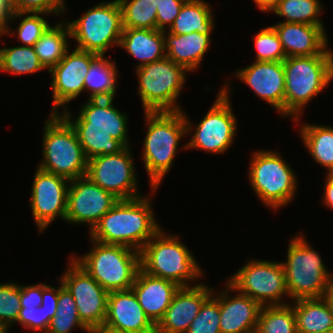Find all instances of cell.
<instances>
[{
	"mask_svg": "<svg viewBox=\"0 0 333 333\" xmlns=\"http://www.w3.org/2000/svg\"><path fill=\"white\" fill-rule=\"evenodd\" d=\"M150 190L151 196L144 194L135 199L118 200L89 232V238L105 244L133 248L140 252L162 228L152 207V196L158 188Z\"/></svg>",
	"mask_w": 333,
	"mask_h": 333,
	"instance_id": "cell-1",
	"label": "cell"
},
{
	"mask_svg": "<svg viewBox=\"0 0 333 333\" xmlns=\"http://www.w3.org/2000/svg\"><path fill=\"white\" fill-rule=\"evenodd\" d=\"M146 135L143 139L142 160L148 174L150 189L160 187L171 170L177 151L187 149L188 136L185 118L181 111L144 112ZM181 147V148H180Z\"/></svg>",
	"mask_w": 333,
	"mask_h": 333,
	"instance_id": "cell-2",
	"label": "cell"
},
{
	"mask_svg": "<svg viewBox=\"0 0 333 333\" xmlns=\"http://www.w3.org/2000/svg\"><path fill=\"white\" fill-rule=\"evenodd\" d=\"M285 72L284 117H301L305 106L320 95L333 80V51L328 47L322 54L287 57Z\"/></svg>",
	"mask_w": 333,
	"mask_h": 333,
	"instance_id": "cell-3",
	"label": "cell"
},
{
	"mask_svg": "<svg viewBox=\"0 0 333 333\" xmlns=\"http://www.w3.org/2000/svg\"><path fill=\"white\" fill-rule=\"evenodd\" d=\"M179 237L161 228L140 251L141 269L149 275L173 281L180 287L199 285L197 280L204 279L205 273Z\"/></svg>",
	"mask_w": 333,
	"mask_h": 333,
	"instance_id": "cell-4",
	"label": "cell"
},
{
	"mask_svg": "<svg viewBox=\"0 0 333 333\" xmlns=\"http://www.w3.org/2000/svg\"><path fill=\"white\" fill-rule=\"evenodd\" d=\"M251 155L247 180L258 200L276 211L289 205L299 187L290 164L275 149H257Z\"/></svg>",
	"mask_w": 333,
	"mask_h": 333,
	"instance_id": "cell-5",
	"label": "cell"
},
{
	"mask_svg": "<svg viewBox=\"0 0 333 333\" xmlns=\"http://www.w3.org/2000/svg\"><path fill=\"white\" fill-rule=\"evenodd\" d=\"M289 299L322 298L333 271L330 272L303 233L291 237L285 261H281Z\"/></svg>",
	"mask_w": 333,
	"mask_h": 333,
	"instance_id": "cell-6",
	"label": "cell"
},
{
	"mask_svg": "<svg viewBox=\"0 0 333 333\" xmlns=\"http://www.w3.org/2000/svg\"><path fill=\"white\" fill-rule=\"evenodd\" d=\"M44 121L42 159L38 168L69 180L85 176L88 160L70 123L60 113Z\"/></svg>",
	"mask_w": 333,
	"mask_h": 333,
	"instance_id": "cell-7",
	"label": "cell"
},
{
	"mask_svg": "<svg viewBox=\"0 0 333 333\" xmlns=\"http://www.w3.org/2000/svg\"><path fill=\"white\" fill-rule=\"evenodd\" d=\"M91 250L72 258L106 291L131 289L141 268L140 252L121 245L90 239Z\"/></svg>",
	"mask_w": 333,
	"mask_h": 333,
	"instance_id": "cell-8",
	"label": "cell"
},
{
	"mask_svg": "<svg viewBox=\"0 0 333 333\" xmlns=\"http://www.w3.org/2000/svg\"><path fill=\"white\" fill-rule=\"evenodd\" d=\"M230 81H225L224 85L216 94L210 109H208L202 120L195 125L191 122L186 112L183 115L186 124V133L190 135V140L186 141L187 149H198L211 154H224L233 145L238 121L230 102L232 89ZM232 89V90H231ZM189 118V119H188ZM194 130V132H193Z\"/></svg>",
	"mask_w": 333,
	"mask_h": 333,
	"instance_id": "cell-9",
	"label": "cell"
},
{
	"mask_svg": "<svg viewBox=\"0 0 333 333\" xmlns=\"http://www.w3.org/2000/svg\"><path fill=\"white\" fill-rule=\"evenodd\" d=\"M135 69L144 112L183 110L178 100L189 73L183 66L165 57Z\"/></svg>",
	"mask_w": 333,
	"mask_h": 333,
	"instance_id": "cell-10",
	"label": "cell"
},
{
	"mask_svg": "<svg viewBox=\"0 0 333 333\" xmlns=\"http://www.w3.org/2000/svg\"><path fill=\"white\" fill-rule=\"evenodd\" d=\"M75 48L98 55H106L119 46L123 33L122 9L118 0L99 2L81 17L68 21Z\"/></svg>",
	"mask_w": 333,
	"mask_h": 333,
	"instance_id": "cell-11",
	"label": "cell"
},
{
	"mask_svg": "<svg viewBox=\"0 0 333 333\" xmlns=\"http://www.w3.org/2000/svg\"><path fill=\"white\" fill-rule=\"evenodd\" d=\"M225 281L261 306L289 304V301H284L287 297L289 299V294L281 261L251 258Z\"/></svg>",
	"mask_w": 333,
	"mask_h": 333,
	"instance_id": "cell-12",
	"label": "cell"
},
{
	"mask_svg": "<svg viewBox=\"0 0 333 333\" xmlns=\"http://www.w3.org/2000/svg\"><path fill=\"white\" fill-rule=\"evenodd\" d=\"M131 147L116 154L99 155L88 160L86 176L119 200L142 196Z\"/></svg>",
	"mask_w": 333,
	"mask_h": 333,
	"instance_id": "cell-13",
	"label": "cell"
},
{
	"mask_svg": "<svg viewBox=\"0 0 333 333\" xmlns=\"http://www.w3.org/2000/svg\"><path fill=\"white\" fill-rule=\"evenodd\" d=\"M66 270L59 278L72 294L80 320L89 328L104 324L109 292L69 256Z\"/></svg>",
	"mask_w": 333,
	"mask_h": 333,
	"instance_id": "cell-14",
	"label": "cell"
},
{
	"mask_svg": "<svg viewBox=\"0 0 333 333\" xmlns=\"http://www.w3.org/2000/svg\"><path fill=\"white\" fill-rule=\"evenodd\" d=\"M70 180L37 167L29 200L33 220L42 234L57 218L65 221Z\"/></svg>",
	"mask_w": 333,
	"mask_h": 333,
	"instance_id": "cell-15",
	"label": "cell"
},
{
	"mask_svg": "<svg viewBox=\"0 0 333 333\" xmlns=\"http://www.w3.org/2000/svg\"><path fill=\"white\" fill-rule=\"evenodd\" d=\"M118 200L86 175L72 179L69 182L65 222L88 224L90 232Z\"/></svg>",
	"mask_w": 333,
	"mask_h": 333,
	"instance_id": "cell-16",
	"label": "cell"
},
{
	"mask_svg": "<svg viewBox=\"0 0 333 333\" xmlns=\"http://www.w3.org/2000/svg\"><path fill=\"white\" fill-rule=\"evenodd\" d=\"M97 55L77 48L70 52L69 49L64 58L48 71L51 75L50 90L53 91L51 113L67 109L68 104L84 92L85 77Z\"/></svg>",
	"mask_w": 333,
	"mask_h": 333,
	"instance_id": "cell-17",
	"label": "cell"
},
{
	"mask_svg": "<svg viewBox=\"0 0 333 333\" xmlns=\"http://www.w3.org/2000/svg\"><path fill=\"white\" fill-rule=\"evenodd\" d=\"M113 101L114 98L86 99V102L79 108L75 119H73V112L69 107L60 114L73 128L106 130L125 147H130L128 137L129 115L126 112L119 111Z\"/></svg>",
	"mask_w": 333,
	"mask_h": 333,
	"instance_id": "cell-18",
	"label": "cell"
},
{
	"mask_svg": "<svg viewBox=\"0 0 333 333\" xmlns=\"http://www.w3.org/2000/svg\"><path fill=\"white\" fill-rule=\"evenodd\" d=\"M284 117L285 72L283 62L253 61L233 74Z\"/></svg>",
	"mask_w": 333,
	"mask_h": 333,
	"instance_id": "cell-19",
	"label": "cell"
},
{
	"mask_svg": "<svg viewBox=\"0 0 333 333\" xmlns=\"http://www.w3.org/2000/svg\"><path fill=\"white\" fill-rule=\"evenodd\" d=\"M212 292V286L203 282L196 286L180 287L163 318L156 325V333H186Z\"/></svg>",
	"mask_w": 333,
	"mask_h": 333,
	"instance_id": "cell-20",
	"label": "cell"
},
{
	"mask_svg": "<svg viewBox=\"0 0 333 333\" xmlns=\"http://www.w3.org/2000/svg\"><path fill=\"white\" fill-rule=\"evenodd\" d=\"M225 284L224 290L219 291L221 333L256 331L262 306L247 295L236 291L227 281Z\"/></svg>",
	"mask_w": 333,
	"mask_h": 333,
	"instance_id": "cell-21",
	"label": "cell"
},
{
	"mask_svg": "<svg viewBox=\"0 0 333 333\" xmlns=\"http://www.w3.org/2000/svg\"><path fill=\"white\" fill-rule=\"evenodd\" d=\"M104 324L132 333H156L132 289L109 292Z\"/></svg>",
	"mask_w": 333,
	"mask_h": 333,
	"instance_id": "cell-22",
	"label": "cell"
},
{
	"mask_svg": "<svg viewBox=\"0 0 333 333\" xmlns=\"http://www.w3.org/2000/svg\"><path fill=\"white\" fill-rule=\"evenodd\" d=\"M271 26L278 34L286 57L319 55L329 47L324 26L281 21Z\"/></svg>",
	"mask_w": 333,
	"mask_h": 333,
	"instance_id": "cell-23",
	"label": "cell"
},
{
	"mask_svg": "<svg viewBox=\"0 0 333 333\" xmlns=\"http://www.w3.org/2000/svg\"><path fill=\"white\" fill-rule=\"evenodd\" d=\"M180 288L175 282L158 278L139 269L131 289L146 316L156 326Z\"/></svg>",
	"mask_w": 333,
	"mask_h": 333,
	"instance_id": "cell-24",
	"label": "cell"
},
{
	"mask_svg": "<svg viewBox=\"0 0 333 333\" xmlns=\"http://www.w3.org/2000/svg\"><path fill=\"white\" fill-rule=\"evenodd\" d=\"M211 35L198 32L178 35L164 31L166 57L183 66L189 74L195 72L212 44Z\"/></svg>",
	"mask_w": 333,
	"mask_h": 333,
	"instance_id": "cell-25",
	"label": "cell"
},
{
	"mask_svg": "<svg viewBox=\"0 0 333 333\" xmlns=\"http://www.w3.org/2000/svg\"><path fill=\"white\" fill-rule=\"evenodd\" d=\"M118 47L140 61L136 68L166 57L164 31L158 29H123Z\"/></svg>",
	"mask_w": 333,
	"mask_h": 333,
	"instance_id": "cell-26",
	"label": "cell"
},
{
	"mask_svg": "<svg viewBox=\"0 0 333 333\" xmlns=\"http://www.w3.org/2000/svg\"><path fill=\"white\" fill-rule=\"evenodd\" d=\"M303 117L292 122L299 123V135L315 163L323 166L326 174H333V125L326 126L318 123H300ZM301 124V126H300Z\"/></svg>",
	"mask_w": 333,
	"mask_h": 333,
	"instance_id": "cell-27",
	"label": "cell"
},
{
	"mask_svg": "<svg viewBox=\"0 0 333 333\" xmlns=\"http://www.w3.org/2000/svg\"><path fill=\"white\" fill-rule=\"evenodd\" d=\"M298 333L333 330V310L322 298L291 301Z\"/></svg>",
	"mask_w": 333,
	"mask_h": 333,
	"instance_id": "cell-28",
	"label": "cell"
},
{
	"mask_svg": "<svg viewBox=\"0 0 333 333\" xmlns=\"http://www.w3.org/2000/svg\"><path fill=\"white\" fill-rule=\"evenodd\" d=\"M205 0H189L184 2L178 16L175 18L168 32L172 34H213L215 29V15L212 7Z\"/></svg>",
	"mask_w": 333,
	"mask_h": 333,
	"instance_id": "cell-29",
	"label": "cell"
},
{
	"mask_svg": "<svg viewBox=\"0 0 333 333\" xmlns=\"http://www.w3.org/2000/svg\"><path fill=\"white\" fill-rule=\"evenodd\" d=\"M71 31L68 22L64 19L50 25L34 44L35 53L45 70L49 71L57 65L65 56L71 41Z\"/></svg>",
	"mask_w": 333,
	"mask_h": 333,
	"instance_id": "cell-30",
	"label": "cell"
},
{
	"mask_svg": "<svg viewBox=\"0 0 333 333\" xmlns=\"http://www.w3.org/2000/svg\"><path fill=\"white\" fill-rule=\"evenodd\" d=\"M110 59L105 55H97L92 60L84 80V93L89 92L88 99H115L119 71L115 60Z\"/></svg>",
	"mask_w": 333,
	"mask_h": 333,
	"instance_id": "cell-31",
	"label": "cell"
},
{
	"mask_svg": "<svg viewBox=\"0 0 333 333\" xmlns=\"http://www.w3.org/2000/svg\"><path fill=\"white\" fill-rule=\"evenodd\" d=\"M322 9L320 0H279L270 12L283 17L282 22L324 26L320 19Z\"/></svg>",
	"mask_w": 333,
	"mask_h": 333,
	"instance_id": "cell-32",
	"label": "cell"
},
{
	"mask_svg": "<svg viewBox=\"0 0 333 333\" xmlns=\"http://www.w3.org/2000/svg\"><path fill=\"white\" fill-rule=\"evenodd\" d=\"M33 46L0 47V71L20 76L44 70Z\"/></svg>",
	"mask_w": 333,
	"mask_h": 333,
	"instance_id": "cell-33",
	"label": "cell"
},
{
	"mask_svg": "<svg viewBox=\"0 0 333 333\" xmlns=\"http://www.w3.org/2000/svg\"><path fill=\"white\" fill-rule=\"evenodd\" d=\"M49 14L44 13H31V12H12L10 19L8 21V26L4 32V35L14 36L16 35L17 39L23 46H34L42 34L48 29L51 25L49 19L46 20V16ZM19 20L17 28L12 30L9 26L14 20ZM10 27V28H9ZM16 31V32H15Z\"/></svg>",
	"mask_w": 333,
	"mask_h": 333,
	"instance_id": "cell-34",
	"label": "cell"
},
{
	"mask_svg": "<svg viewBox=\"0 0 333 333\" xmlns=\"http://www.w3.org/2000/svg\"><path fill=\"white\" fill-rule=\"evenodd\" d=\"M257 333H298L293 306L290 304L262 306Z\"/></svg>",
	"mask_w": 333,
	"mask_h": 333,
	"instance_id": "cell-35",
	"label": "cell"
},
{
	"mask_svg": "<svg viewBox=\"0 0 333 333\" xmlns=\"http://www.w3.org/2000/svg\"><path fill=\"white\" fill-rule=\"evenodd\" d=\"M118 1L124 29H157V0Z\"/></svg>",
	"mask_w": 333,
	"mask_h": 333,
	"instance_id": "cell-36",
	"label": "cell"
},
{
	"mask_svg": "<svg viewBox=\"0 0 333 333\" xmlns=\"http://www.w3.org/2000/svg\"><path fill=\"white\" fill-rule=\"evenodd\" d=\"M87 160L99 155L116 154L125 146L106 130L74 128Z\"/></svg>",
	"mask_w": 333,
	"mask_h": 333,
	"instance_id": "cell-37",
	"label": "cell"
},
{
	"mask_svg": "<svg viewBox=\"0 0 333 333\" xmlns=\"http://www.w3.org/2000/svg\"><path fill=\"white\" fill-rule=\"evenodd\" d=\"M215 290L213 287L212 294L204 301L186 333H221L219 293Z\"/></svg>",
	"mask_w": 333,
	"mask_h": 333,
	"instance_id": "cell-38",
	"label": "cell"
},
{
	"mask_svg": "<svg viewBox=\"0 0 333 333\" xmlns=\"http://www.w3.org/2000/svg\"><path fill=\"white\" fill-rule=\"evenodd\" d=\"M253 39L257 53L254 61L283 62L287 58L278 34L272 26L260 29Z\"/></svg>",
	"mask_w": 333,
	"mask_h": 333,
	"instance_id": "cell-39",
	"label": "cell"
},
{
	"mask_svg": "<svg viewBox=\"0 0 333 333\" xmlns=\"http://www.w3.org/2000/svg\"><path fill=\"white\" fill-rule=\"evenodd\" d=\"M20 284L0 283V321L9 329L16 324L20 311Z\"/></svg>",
	"mask_w": 333,
	"mask_h": 333,
	"instance_id": "cell-40",
	"label": "cell"
},
{
	"mask_svg": "<svg viewBox=\"0 0 333 333\" xmlns=\"http://www.w3.org/2000/svg\"><path fill=\"white\" fill-rule=\"evenodd\" d=\"M65 2L66 0H10V7L12 12L44 13L60 16L67 13Z\"/></svg>",
	"mask_w": 333,
	"mask_h": 333,
	"instance_id": "cell-41",
	"label": "cell"
},
{
	"mask_svg": "<svg viewBox=\"0 0 333 333\" xmlns=\"http://www.w3.org/2000/svg\"><path fill=\"white\" fill-rule=\"evenodd\" d=\"M16 323L26 330L37 333L47 331V312L40 305L39 307L20 308Z\"/></svg>",
	"mask_w": 333,
	"mask_h": 333,
	"instance_id": "cell-42",
	"label": "cell"
},
{
	"mask_svg": "<svg viewBox=\"0 0 333 333\" xmlns=\"http://www.w3.org/2000/svg\"><path fill=\"white\" fill-rule=\"evenodd\" d=\"M183 0H157V29L168 31L178 16Z\"/></svg>",
	"mask_w": 333,
	"mask_h": 333,
	"instance_id": "cell-43",
	"label": "cell"
},
{
	"mask_svg": "<svg viewBox=\"0 0 333 333\" xmlns=\"http://www.w3.org/2000/svg\"><path fill=\"white\" fill-rule=\"evenodd\" d=\"M55 317H66L72 319H80L76 302L72 294L66 289L59 280V298L57 305V313Z\"/></svg>",
	"mask_w": 333,
	"mask_h": 333,
	"instance_id": "cell-44",
	"label": "cell"
},
{
	"mask_svg": "<svg viewBox=\"0 0 333 333\" xmlns=\"http://www.w3.org/2000/svg\"><path fill=\"white\" fill-rule=\"evenodd\" d=\"M59 298V285L56 288L54 285L42 283V304L41 306L47 312V330L52 318L56 316L57 305Z\"/></svg>",
	"mask_w": 333,
	"mask_h": 333,
	"instance_id": "cell-45",
	"label": "cell"
},
{
	"mask_svg": "<svg viewBox=\"0 0 333 333\" xmlns=\"http://www.w3.org/2000/svg\"><path fill=\"white\" fill-rule=\"evenodd\" d=\"M42 301V282L35 285L20 284V308L39 307Z\"/></svg>",
	"mask_w": 333,
	"mask_h": 333,
	"instance_id": "cell-46",
	"label": "cell"
},
{
	"mask_svg": "<svg viewBox=\"0 0 333 333\" xmlns=\"http://www.w3.org/2000/svg\"><path fill=\"white\" fill-rule=\"evenodd\" d=\"M76 327L87 333L89 331V328L80 319L54 317L51 319L46 333H71Z\"/></svg>",
	"mask_w": 333,
	"mask_h": 333,
	"instance_id": "cell-47",
	"label": "cell"
},
{
	"mask_svg": "<svg viewBox=\"0 0 333 333\" xmlns=\"http://www.w3.org/2000/svg\"><path fill=\"white\" fill-rule=\"evenodd\" d=\"M324 191L322 193V204L333 210V174H326Z\"/></svg>",
	"mask_w": 333,
	"mask_h": 333,
	"instance_id": "cell-48",
	"label": "cell"
},
{
	"mask_svg": "<svg viewBox=\"0 0 333 333\" xmlns=\"http://www.w3.org/2000/svg\"><path fill=\"white\" fill-rule=\"evenodd\" d=\"M11 14L10 0H0V33L5 32Z\"/></svg>",
	"mask_w": 333,
	"mask_h": 333,
	"instance_id": "cell-49",
	"label": "cell"
},
{
	"mask_svg": "<svg viewBox=\"0 0 333 333\" xmlns=\"http://www.w3.org/2000/svg\"><path fill=\"white\" fill-rule=\"evenodd\" d=\"M258 9L262 12L270 13V10L277 4L279 0H253Z\"/></svg>",
	"mask_w": 333,
	"mask_h": 333,
	"instance_id": "cell-50",
	"label": "cell"
},
{
	"mask_svg": "<svg viewBox=\"0 0 333 333\" xmlns=\"http://www.w3.org/2000/svg\"><path fill=\"white\" fill-rule=\"evenodd\" d=\"M88 333H132V332L118 330V329H115L108 325L103 324L101 326H97V327H93V328L89 329Z\"/></svg>",
	"mask_w": 333,
	"mask_h": 333,
	"instance_id": "cell-51",
	"label": "cell"
},
{
	"mask_svg": "<svg viewBox=\"0 0 333 333\" xmlns=\"http://www.w3.org/2000/svg\"><path fill=\"white\" fill-rule=\"evenodd\" d=\"M323 298L327 301L330 308L333 310V277L330 278Z\"/></svg>",
	"mask_w": 333,
	"mask_h": 333,
	"instance_id": "cell-52",
	"label": "cell"
},
{
	"mask_svg": "<svg viewBox=\"0 0 333 333\" xmlns=\"http://www.w3.org/2000/svg\"><path fill=\"white\" fill-rule=\"evenodd\" d=\"M9 328L0 321V333H9Z\"/></svg>",
	"mask_w": 333,
	"mask_h": 333,
	"instance_id": "cell-53",
	"label": "cell"
},
{
	"mask_svg": "<svg viewBox=\"0 0 333 333\" xmlns=\"http://www.w3.org/2000/svg\"><path fill=\"white\" fill-rule=\"evenodd\" d=\"M313 333H333V330L321 331V332H313Z\"/></svg>",
	"mask_w": 333,
	"mask_h": 333,
	"instance_id": "cell-54",
	"label": "cell"
}]
</instances>
